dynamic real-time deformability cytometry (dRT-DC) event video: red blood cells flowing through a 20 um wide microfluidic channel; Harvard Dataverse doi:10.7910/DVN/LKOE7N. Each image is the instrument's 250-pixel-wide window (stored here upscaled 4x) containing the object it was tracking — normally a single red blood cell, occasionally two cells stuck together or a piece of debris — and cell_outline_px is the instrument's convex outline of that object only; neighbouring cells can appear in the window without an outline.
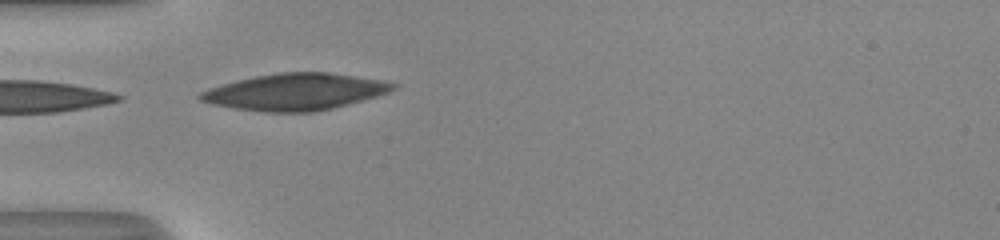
{"species": "human", "species_latin": "Homo sapiens", "temperature_condition": "room temperature", "stored_images_in_passage": 4, "camera_frame_rate_fps": 3000, "um_per_image_px": 0.085, "donor": {"sex": "male"}, "frame": {"image": 1, "passage_image": 1, "time_ms": 0.0, "image_size_px": [1000, 240], "cell_outline_px": [[400, 84], [396, 88], [388, 92], [376, 96], [348, 104], [332, 108], [312, 112], [264, 112], [236, 108], [212, 104], [200, 100], [196, 96], [200, 92], [208, 88], [236, 80], [256, 76], [280, 72], [328, 72], [380, 80]], "centroid_in_image_um": [25.07, 7.8], "position_along_channel_um": 59.9, "area_um2": 40.98}}